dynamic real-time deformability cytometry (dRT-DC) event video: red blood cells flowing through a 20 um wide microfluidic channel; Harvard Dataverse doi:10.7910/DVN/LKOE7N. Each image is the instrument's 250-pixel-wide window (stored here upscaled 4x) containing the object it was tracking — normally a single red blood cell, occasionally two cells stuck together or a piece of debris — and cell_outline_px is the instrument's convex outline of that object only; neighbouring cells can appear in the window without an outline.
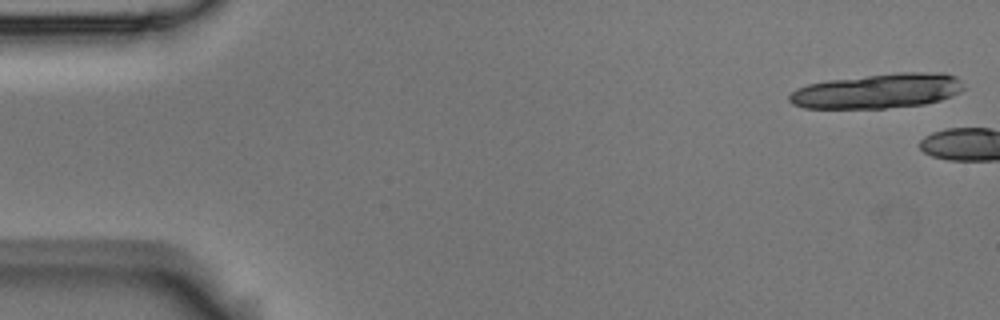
{"species": "Egyptian fruit bat (a non-hibernating species)", "species_latin": "Rousettus aegyptiacus", "temperature_condition": "room temperature", "stored_images_in_passage": 4, "camera_frame_rate_fps": 3000, "um_per_image_px": 0.085, "animal": {"sex": "male"}, "frame": {"image": 1, "passage_image": 1, "time_ms": 0.0, "image_size_px": [1000, 320], "cell_outline_px": [[964, 88], [960, 92], [952, 96], [940, 100], [924, 104], [884, 108], [804, 108], [792, 104], [788, 100], [788, 96], [796, 88], [808, 84], [828, 80], [896, 72], [944, 72], [956, 76], [960, 80]], "centroid_in_image_um": [74.61, 7.72], "position_along_channel_um": 10.4, "area_um2": 35.49}}